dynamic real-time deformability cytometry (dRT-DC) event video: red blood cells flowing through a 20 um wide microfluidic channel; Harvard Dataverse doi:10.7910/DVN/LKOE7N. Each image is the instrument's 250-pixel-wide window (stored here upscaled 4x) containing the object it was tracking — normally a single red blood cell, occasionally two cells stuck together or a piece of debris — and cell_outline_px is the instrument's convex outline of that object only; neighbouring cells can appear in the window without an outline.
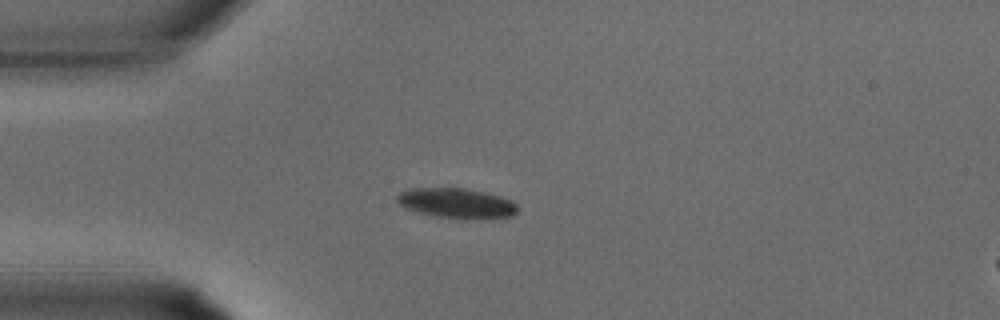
{"species": "common noctule bat (a hibernating species)", "species_latin": "Nyctalus noctula", "temperature_condition": "warm", "stored_images_in_passage": 33, "camera_frame_rate_fps": 3000, "um_per_image_px": 0.085, "animal": {"sex": "male", "body_mass_g": 15.6}, "frame": {"image": 1, "passage_image": 8, "time_ms": 2.333, "image_size_px": [1000, 320], "cell_outline_px": [[520, 208], [512, 216], [468, 220], [460, 220], [436, 216], [404, 208], [396, 200], [396, 196], [400, 192], [408, 188], [464, 188], [484, 192], [500, 196], [512, 200]], "centroid_in_image_um": [38.82, 17.28], "position_along_channel_um": 46.2, "area_um2": 21.39}}
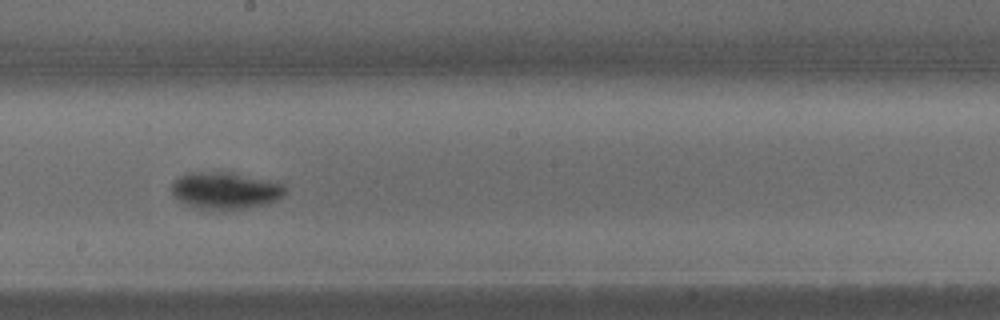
{"frame": {"image": 2, "passage_image": 18, "time_ms": 5.667, "image_size_px": [1000, 320], "cell_outline_px": [[288, 192], [280, 200], [268, 204], [244, 208], [200, 208], [188, 204], [180, 200], [172, 192], [172, 184], [180, 176], [188, 172], [228, 172], [284, 184], [288, 188]], "centroid_in_image_um": [19.24, 16.18], "position_along_channel_um": 229.0, "area_um2": 23.99}}
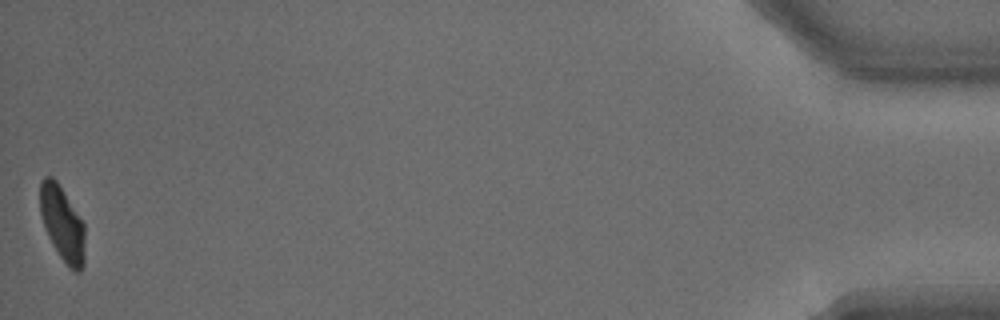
{"frame": {"image": 3, "passage_image": 33, "time_ms": 10.667, "image_size_px": [1000, 320], "cell_outline_px": [[84, 264], [80, 272], [72, 272], [60, 256], [52, 244], [48, 236], [40, 212], [40, 180], [44, 176], [52, 176], [56, 180], [84, 224]], "centroid_in_image_um": [5.29, 19.03], "position_along_channel_um": 429.9, "area_um2": 19.36}}